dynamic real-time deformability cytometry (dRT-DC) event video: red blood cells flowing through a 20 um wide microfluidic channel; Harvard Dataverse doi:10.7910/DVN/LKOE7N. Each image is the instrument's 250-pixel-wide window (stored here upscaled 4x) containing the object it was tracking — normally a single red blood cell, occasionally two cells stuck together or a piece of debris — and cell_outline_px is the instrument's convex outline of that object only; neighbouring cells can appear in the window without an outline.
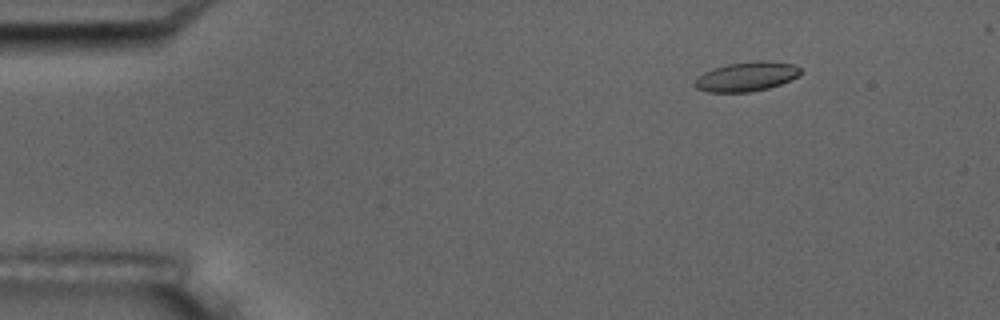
{"species": "common noctule bat (a hibernating species)", "species_latin": "Nyctalus noctula", "temperature_condition": "room temperature", "stored_images_in_passage": 5, "camera_frame_rate_fps": 3000, "um_per_image_px": 0.085, "animal": {"sex": "male", "body_mass_g": 17.5, "forearm_length_mm": 52.3}, "frame": {"image": 1, "passage_image": 3, "time_ms": 2.333, "image_size_px": [1000, 320], "cell_outline_px": [[800, 76], [780, 84], [768, 88], [748, 92], [708, 92], [696, 88], [696, 80], [704, 72], [712, 68], [728, 64], [792, 64], [800, 68]], "centroid_in_image_um": [63.4, 6.57], "position_along_channel_um": 21.6, "area_um2": 16.94}}
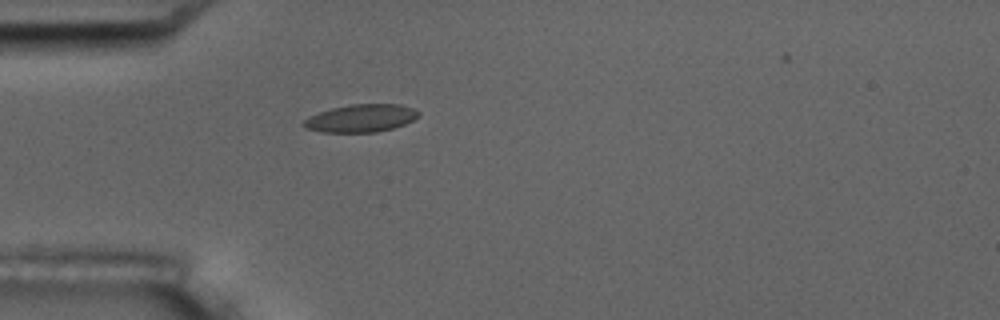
{"frame": {"image": 2, "passage_image": 5, "time_ms": 5.333, "image_size_px": [1000, 320], "cell_outline_px": [[420, 116], [404, 124], [392, 128], [376, 132], [320, 132], [308, 128], [300, 124], [308, 116], [332, 108], [352, 104], [400, 104], [412, 108], [420, 112]], "centroid_in_image_um": [30.68, 10.04], "position_along_channel_um": 54.3, "area_um2": 18.5}}